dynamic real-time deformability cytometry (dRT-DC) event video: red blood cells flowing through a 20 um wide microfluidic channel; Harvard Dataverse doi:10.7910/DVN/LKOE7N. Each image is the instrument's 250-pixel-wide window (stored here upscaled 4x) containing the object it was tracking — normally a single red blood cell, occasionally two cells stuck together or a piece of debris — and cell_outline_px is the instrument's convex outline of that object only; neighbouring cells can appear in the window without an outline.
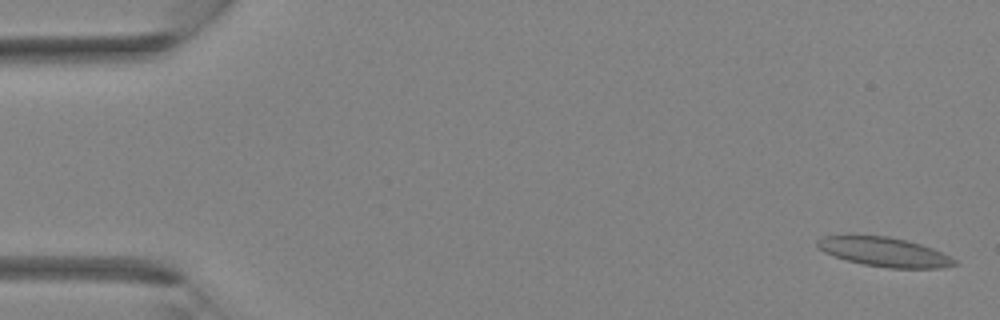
{"species": "Egyptian fruit bat (a non-hibernating species)", "species_latin": "Rousettus aegyptiacus", "temperature_condition": "room temperature", "stored_images_in_passage": 37, "camera_frame_rate_fps": 3000, "um_per_image_px": 0.085, "animal": {"sex": "female"}, "frame": {"image": 1, "passage_image": 1, "time_ms": 0.0, "image_size_px": [1000, 320], "cell_outline_px": [[960, 264], [940, 268], [888, 268], [864, 264], [848, 260], [824, 252], [816, 244], [816, 240], [820, 236], [888, 236], [908, 240], [932, 248], [956, 260]], "centroid_in_image_um": [75.19, 21.42], "position_along_channel_um": 9.8, "area_um2": 23.12}}
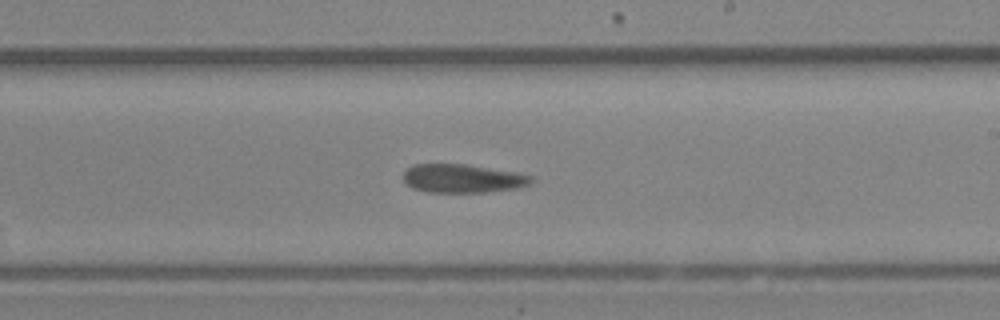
{"frame": {"image": 2, "passage_image": 22, "time_ms": 7.0, "image_size_px": [1000, 320], "cell_outline_px": [[536, 180], [532, 184], [520, 188], [484, 192], [428, 192], [412, 188], [404, 180], [404, 168], [412, 164], [468, 164], [520, 172], [532, 176]], "centroid_in_image_um": [39.39, 15.16], "position_along_channel_um": 249.6, "area_um2": 21.79}}
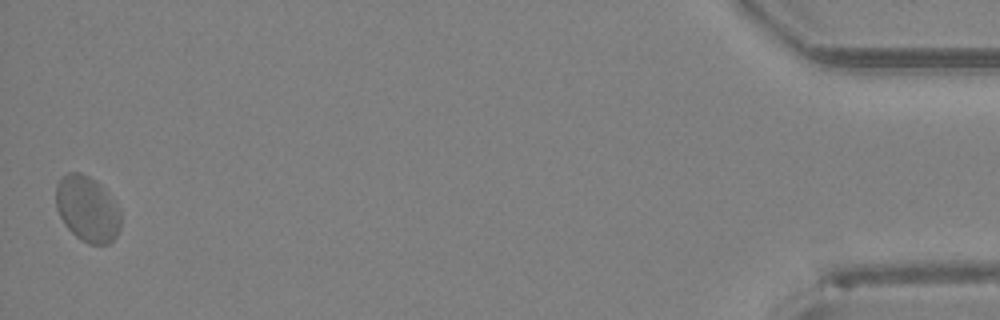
{"frame": {"image": 3, "passage_image": 37, "time_ms": 12.0, "image_size_px": [1000, 320], "cell_outline_px": [[120, 228], [116, 236], [108, 244], [88, 244], [80, 240], [64, 224], [56, 208], [56, 184], [60, 176], [68, 172], [80, 172], [96, 180], [104, 188], [120, 212]], "centroid_in_image_um": [7.39, 17.74], "position_along_channel_um": 427.8, "area_um2": 24.85}}